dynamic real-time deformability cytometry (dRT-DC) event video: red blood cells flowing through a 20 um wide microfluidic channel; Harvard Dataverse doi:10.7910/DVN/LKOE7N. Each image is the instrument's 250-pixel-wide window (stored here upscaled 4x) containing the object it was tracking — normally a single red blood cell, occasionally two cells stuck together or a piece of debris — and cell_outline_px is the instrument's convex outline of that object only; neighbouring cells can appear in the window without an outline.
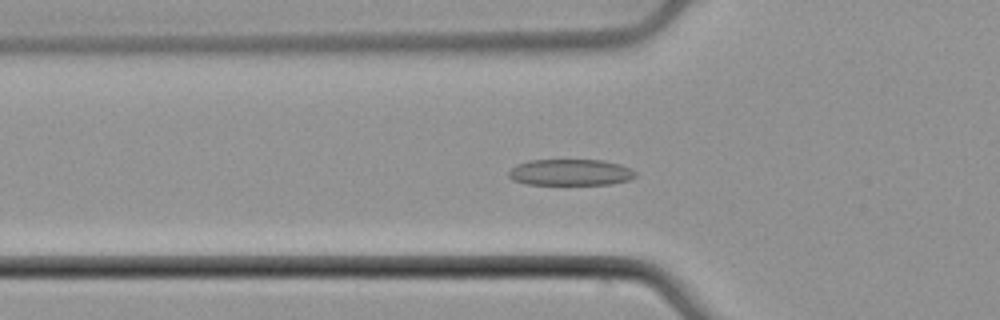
{"species": "common noctule bat (a hibernating species)", "species_latin": "Nyctalus noctula", "temperature_condition": "cold", "stored_images_in_passage": 53, "camera_frame_rate_fps": 3000, "um_per_image_px": 0.085, "animal": {"sex": "male", "body_mass_g": 21.5, "forearm_length_mm": 52.0}, "frame": {"image": 1, "passage_image": 18, "time_ms": 5.667, "image_size_px": [1000, 320], "cell_outline_px": [[636, 176], [628, 180], [612, 184], [524, 184], [512, 180], [508, 176], [508, 172], [512, 168], [520, 164], [532, 160], [604, 160], [620, 164], [632, 168], [636, 172]], "centroid_in_image_um": [48.52, 14.65], "position_along_channel_um": 77.3, "area_um2": 19.42}}
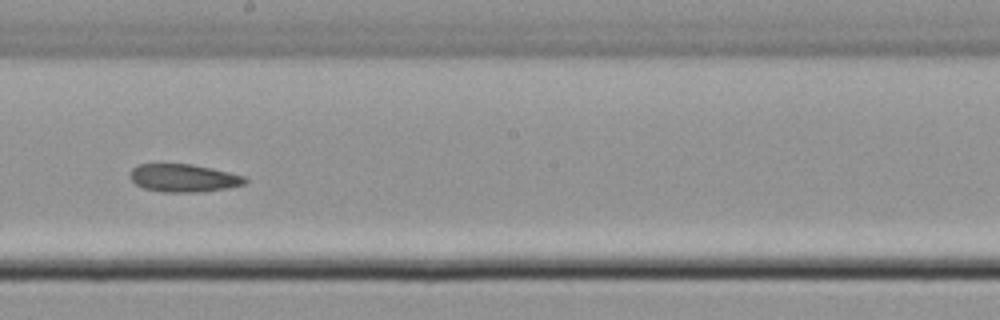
{"frame": {"image": 2, "passage_image": 30, "time_ms": 9.667, "image_size_px": [1000, 320], "cell_outline_px": [[248, 180], [244, 184], [228, 188], [204, 192], [160, 192], [144, 188], [136, 184], [128, 176], [132, 168], [140, 164], [192, 164], [228, 172], [244, 176]], "centroid_in_image_um": [15.59, 15.14], "position_along_channel_um": 232.6, "area_um2": 18.73}}
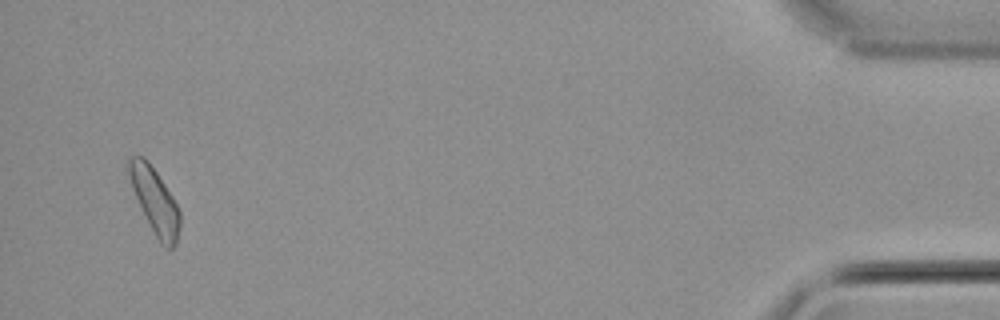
{"frame": {"image": 3, "passage_image": 51, "time_ms": 16.667, "image_size_px": [1000, 320], "cell_outline_px": [[180, 224], [176, 244], [168, 252], [160, 244], [148, 224], [132, 188], [124, 168], [124, 164], [132, 156], [144, 156], [148, 160], [172, 196], [180, 212]], "centroid_in_image_um": [13.12, 17.07], "position_along_channel_um": 422.1, "area_um2": 19.83}}